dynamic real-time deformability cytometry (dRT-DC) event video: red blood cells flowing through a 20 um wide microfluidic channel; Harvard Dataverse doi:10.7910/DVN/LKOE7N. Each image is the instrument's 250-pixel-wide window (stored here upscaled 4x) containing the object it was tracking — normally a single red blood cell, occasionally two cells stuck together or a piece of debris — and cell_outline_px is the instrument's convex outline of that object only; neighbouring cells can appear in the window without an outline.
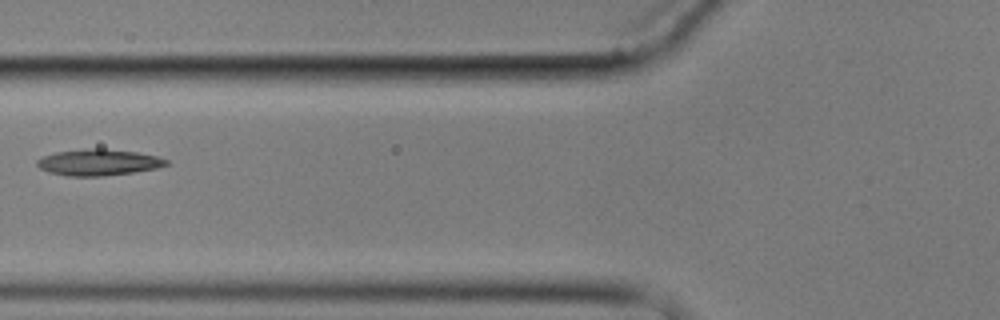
{"species": "common noctule bat (a hibernating species)", "species_latin": "Nyctalus noctula", "temperature_condition": "cold", "stored_images_in_passage": 8, "camera_frame_rate_fps": 3000, "um_per_image_px": 0.085, "animal": {"sex": "male", "body_mass_g": 17.9}, "frame": {"image": 1, "passage_image": 6, "time_ms": 6.0, "image_size_px": [1000, 320], "cell_outline_px": [[168, 164], [156, 168], [132, 172], [104, 176], [68, 176], [48, 172], [40, 168], [36, 164], [36, 160], [40, 156], [56, 152], [88, 148], [100, 148], [136, 152], [156, 156], [168, 160]], "centroid_in_image_um": [8.31, 13.79], "position_along_channel_um": 117.5, "area_um2": 19.77}}
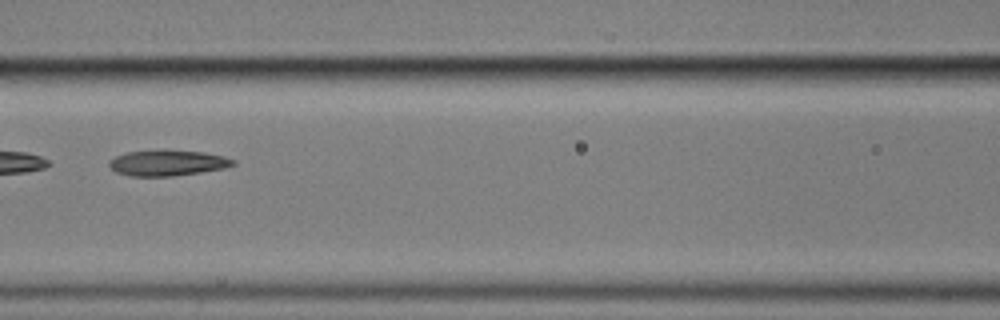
{"frame": {"image": 2, "passage_image": 7, "time_ms": 7.0, "image_size_px": [1000, 320], "cell_outline_px": [[236, 164], [224, 168], [200, 172], [172, 176], [132, 176], [116, 172], [108, 164], [108, 160], [116, 156], [128, 152], [204, 152], [224, 156], [236, 160]], "centroid_in_image_um": [14.26, 13.88], "position_along_channel_um": 152.3, "area_um2": 17.86}}